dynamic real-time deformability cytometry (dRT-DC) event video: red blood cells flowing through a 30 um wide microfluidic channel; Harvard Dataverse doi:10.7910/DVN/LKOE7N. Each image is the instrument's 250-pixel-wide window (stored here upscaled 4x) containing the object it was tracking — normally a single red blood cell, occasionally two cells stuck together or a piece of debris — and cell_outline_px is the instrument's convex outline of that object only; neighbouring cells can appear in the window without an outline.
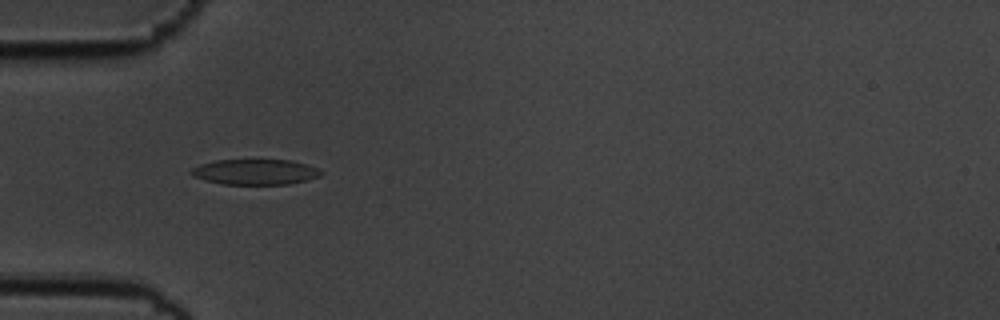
{"species": "common noctule bat (a hibernating species)", "species_latin": "Nyctalus noctula", "temperature_condition": "cold", "stored_images_in_passage": 41, "camera_frame_rate_fps": 3000, "um_per_image_px": 0.085, "animal": {"sex": "male", "body_mass_g": 19.5, "forearm_length_mm": 54.6}, "frame": {"image": 1, "passage_image": 4, "time_ms": 1.0, "image_size_px": [1000, 320], "cell_outline_px": [[324, 172], [320, 176], [308, 180], [288, 184], [220, 184], [204, 180], [192, 176], [188, 172], [192, 168], [200, 164], [216, 160], [292, 160], [308, 164], [320, 168]], "centroid_in_image_um": [21.71, 14.61], "position_along_channel_um": 63.3, "area_um2": 19.54}}
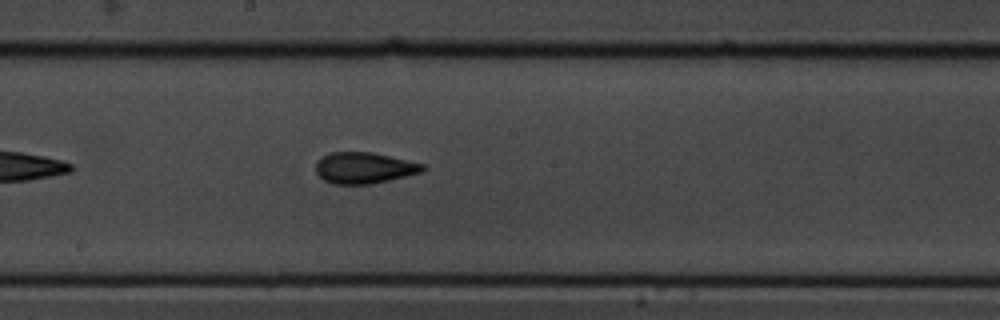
{"frame": {"image": 2, "passage_image": 17, "time_ms": 5.333, "image_size_px": [1000, 320], "cell_outline_px": [[428, 168], [420, 172], [372, 184], [332, 184], [324, 180], [316, 172], [316, 160], [320, 156], [328, 152], [372, 152], [424, 164]], "centroid_in_image_um": [30.9, 14.26], "position_along_channel_um": 217.3, "area_um2": 19.48}}
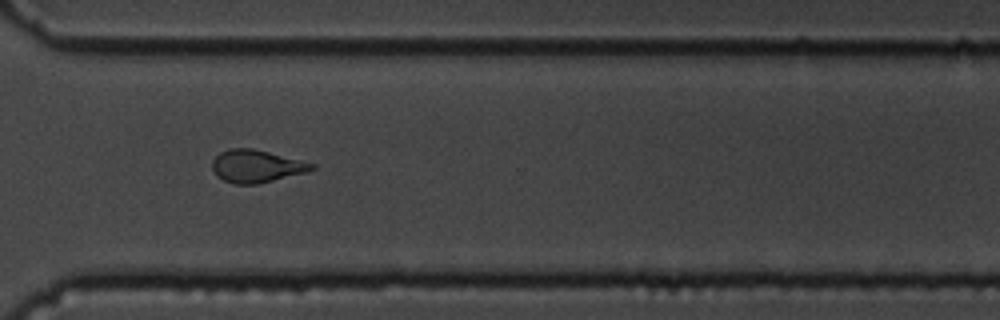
{"frame": {"image": 3, "passage_image": 28, "time_ms": 9.0, "image_size_px": [1000, 320], "cell_outline_px": [[316, 168], [304, 172], [256, 184], [236, 184], [224, 180], [216, 176], [212, 168], [212, 160], [220, 152], [228, 148], [252, 148], [316, 164]], "centroid_in_image_um": [21.74, 14.11], "position_along_channel_um": 348.9, "area_um2": 18.61}, "authors_computed_cell_mechanics": {"area_um2": 19.4208, "velocity_mm_per_s": 3.5967, "shape_relaxation_time_tau1_ms": 5.6924, "shape_relaxation_time_tau2_ms": 1.3687, "deformation_change_tau1": 0.1487, "deformation_change_tau2": 0.061}}